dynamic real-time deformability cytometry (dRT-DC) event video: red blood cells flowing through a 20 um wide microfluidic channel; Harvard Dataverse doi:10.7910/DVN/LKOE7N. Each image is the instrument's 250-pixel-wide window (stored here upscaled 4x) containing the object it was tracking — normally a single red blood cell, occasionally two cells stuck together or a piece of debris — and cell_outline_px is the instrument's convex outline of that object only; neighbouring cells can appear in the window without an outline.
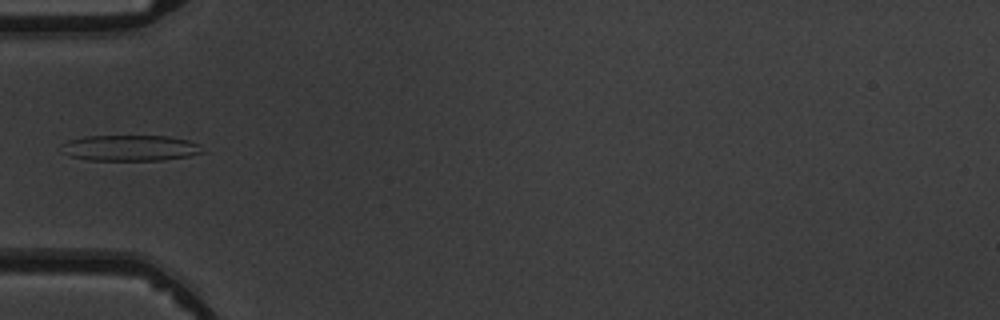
{"species": "common noctule bat (a hibernating species)", "species_latin": "Nyctalus noctula", "temperature_condition": "warm", "stored_images_in_passage": 5, "camera_frame_rate_fps": 3000, "um_per_image_px": 0.085, "animal": {"sex": "male", "body_mass_g": 19.5, "forearm_length_mm": 54.6}, "frame": {"image": 1, "passage_image": 5, "time_ms": 4.667, "image_size_px": [1000, 320], "cell_outline_px": [[204, 152], [188, 156], [164, 160], [88, 160], [72, 156], [60, 152], [60, 144], [68, 140], [84, 136], [168, 136], [188, 140], [200, 144]], "centroid_in_image_um": [11.03, 12.57], "position_along_channel_um": 74.0, "area_um2": 21.44}}